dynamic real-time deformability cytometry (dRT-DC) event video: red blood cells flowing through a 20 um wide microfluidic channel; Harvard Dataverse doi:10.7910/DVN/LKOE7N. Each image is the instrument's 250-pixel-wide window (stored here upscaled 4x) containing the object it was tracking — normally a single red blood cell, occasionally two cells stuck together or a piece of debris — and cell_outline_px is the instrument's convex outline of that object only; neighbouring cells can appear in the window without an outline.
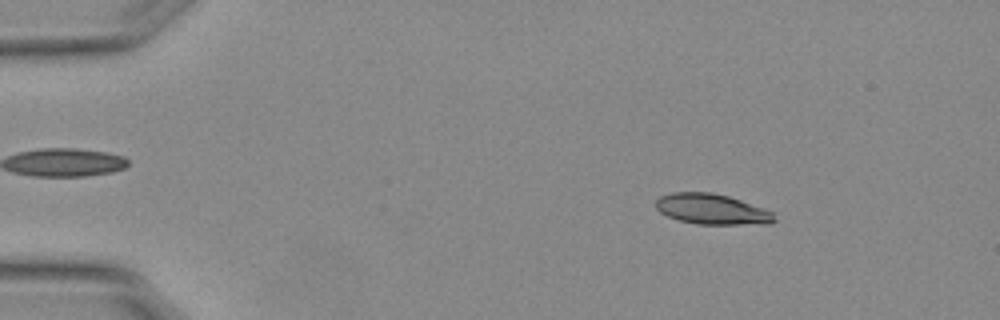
{"species": "Egyptian fruit bat (a non-hibernating species)", "species_latin": "Rousettus aegyptiacus", "temperature_condition": "warm", "stored_images_in_passage": 18, "camera_frame_rate_fps": 3000, "um_per_image_px": 0.085, "animal": {"sex": "female"}, "frame": {"image": 1, "passage_image": 8, "time_ms": 2.333, "image_size_px": [1000, 320], "cell_outline_px": [[776, 220], [772, 224], [696, 224], [680, 220], [668, 216], [660, 212], [656, 208], [656, 200], [660, 196], [672, 192], [712, 192], [728, 196], [764, 208], [772, 212]], "centroid_in_image_um": [60.52, 17.78], "position_along_channel_um": 24.5, "area_um2": 21.04}}